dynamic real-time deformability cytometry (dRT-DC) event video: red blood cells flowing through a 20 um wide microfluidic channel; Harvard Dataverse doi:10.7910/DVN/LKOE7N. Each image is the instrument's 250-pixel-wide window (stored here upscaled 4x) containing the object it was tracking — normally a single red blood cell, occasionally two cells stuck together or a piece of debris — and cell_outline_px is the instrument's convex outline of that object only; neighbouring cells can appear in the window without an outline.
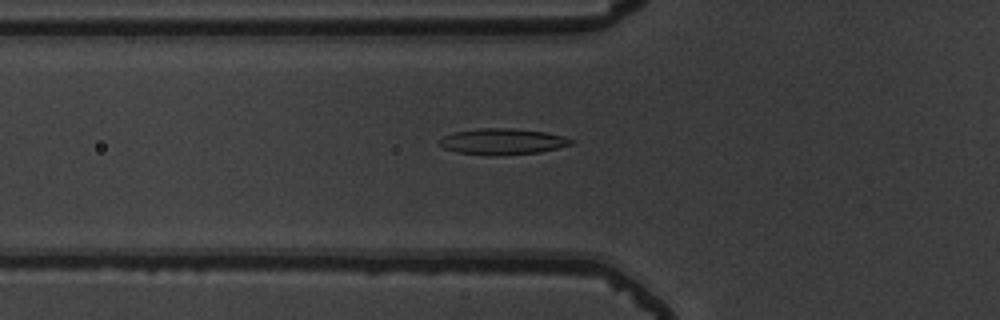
{"species": "common noctule bat (a hibernating species)", "species_latin": "Nyctalus noctula", "temperature_condition": "warm", "stored_images_in_passage": 38, "camera_frame_rate_fps": 3000, "um_per_image_px": 0.085, "animal": {"sex": "male", "body_mass_g": 19.5, "forearm_length_mm": 54.6}, "frame": {"image": 1, "passage_image": 3, "time_ms": 0.667, "image_size_px": [1000, 320], "cell_outline_px": [[576, 140], [572, 144], [540, 152], [492, 156], [456, 152], [444, 148], [436, 144], [436, 140], [444, 136], [456, 132], [480, 128], [512, 128], [548, 132], [564, 136]], "centroid_in_image_um": [42.7, 12.03], "position_along_channel_um": 83.1, "area_um2": 20.23}}
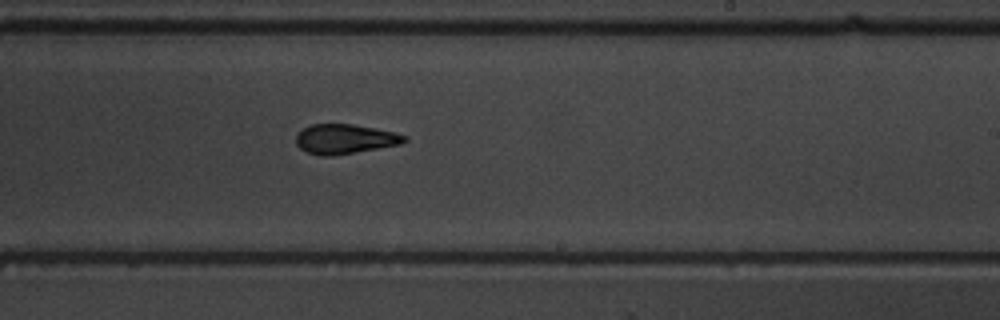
{"frame": {"image": 2, "passage_image": 17, "time_ms": 5.333, "image_size_px": [1000, 320], "cell_outline_px": [[408, 140], [400, 144], [356, 152], [332, 156], [320, 156], [308, 152], [300, 148], [296, 144], [296, 136], [304, 128], [312, 124], [352, 124], [396, 132], [408, 136]], "centroid_in_image_um": [29.34, 11.82], "position_along_channel_um": 259.7, "area_um2": 18.67}}
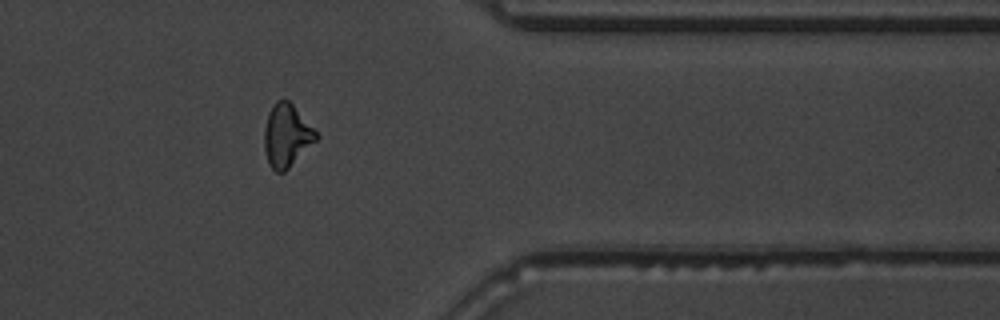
{"frame": {"image": 3, "passage_image": 28, "time_ms": 9.0, "image_size_px": [1000, 320], "cell_outline_px": [[320, 136], [284, 172], [276, 172], [268, 164], [264, 148], [264, 128], [268, 112], [276, 100], [288, 100], [292, 104]], "centroid_in_image_um": [24.33, 11.52], "position_along_channel_um": 387.1, "area_um2": 18.73}, "authors_computed_cell_mechanics": {"area_um2": 18.9584, "velocity_mm_per_s": 3.78, "shape_relaxation_time_tau1_ms": 9.2659, "shape_relaxation_time_tau2_ms": 2.1225, "deformation_change_tau1": 0.2457, "deformation_change_tau2": 0.0978}}